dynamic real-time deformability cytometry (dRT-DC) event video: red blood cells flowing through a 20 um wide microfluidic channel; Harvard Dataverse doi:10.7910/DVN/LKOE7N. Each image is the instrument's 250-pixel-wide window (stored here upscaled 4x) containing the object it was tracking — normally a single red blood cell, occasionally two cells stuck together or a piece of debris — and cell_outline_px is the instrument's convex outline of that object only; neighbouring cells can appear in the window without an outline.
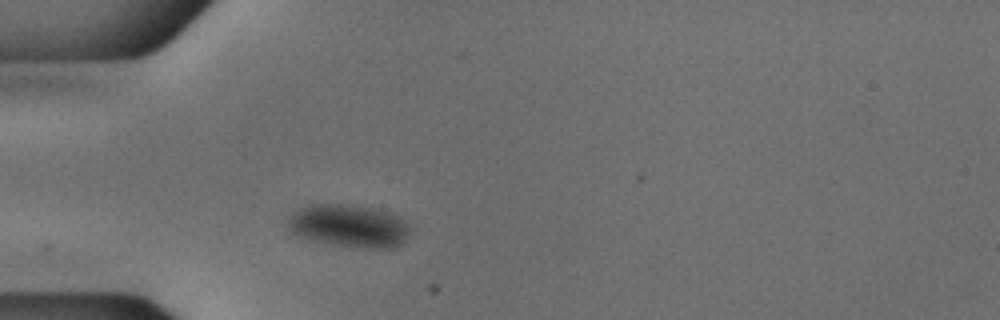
{"species": "common noctule bat (a hibernating species)", "species_latin": "Nyctalus noctula", "temperature_condition": "cold", "stored_images_in_passage": 39, "camera_frame_rate_fps": 3000, "um_per_image_px": 0.085, "animal": {"sex": "male", "body_mass_g": 18.8}, "frame": {"image": 1, "passage_image": 1, "time_ms": 0.0, "image_size_px": [1000, 320], "cell_outline_px": [[408, 232], [404, 240], [400, 244], [392, 248], [360, 248], [328, 244], [308, 240], [292, 232], [288, 228], [288, 216], [300, 208], [308, 204], [348, 204], [372, 208], [388, 212], [404, 220], [408, 224]], "centroid_in_image_um": [29.61, 19.2], "position_along_channel_um": 55.4, "area_um2": 30.52}}
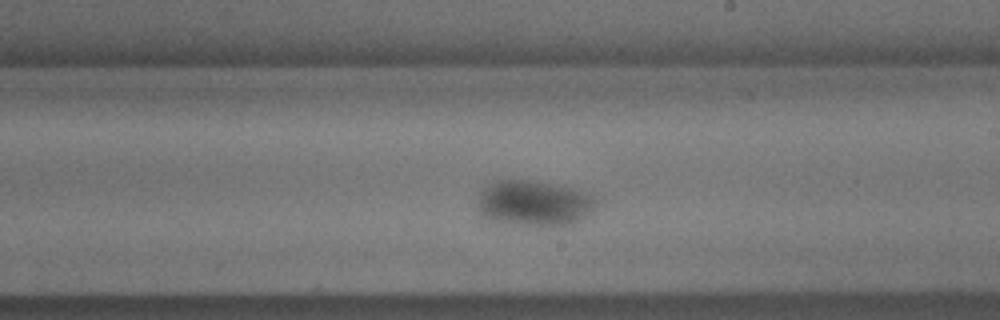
{"frame": {"image": 2, "passage_image": 17, "time_ms": 5.333, "image_size_px": [1000, 320], "cell_outline_px": [[600, 204], [592, 212], [580, 220], [568, 224], [512, 224], [492, 220], [480, 216], [476, 208], [480, 192], [488, 184], [496, 180], [528, 180], [572, 188], [592, 196]], "centroid_in_image_um": [45.35, 17.26], "position_along_channel_um": 243.7, "area_um2": 31.15}}
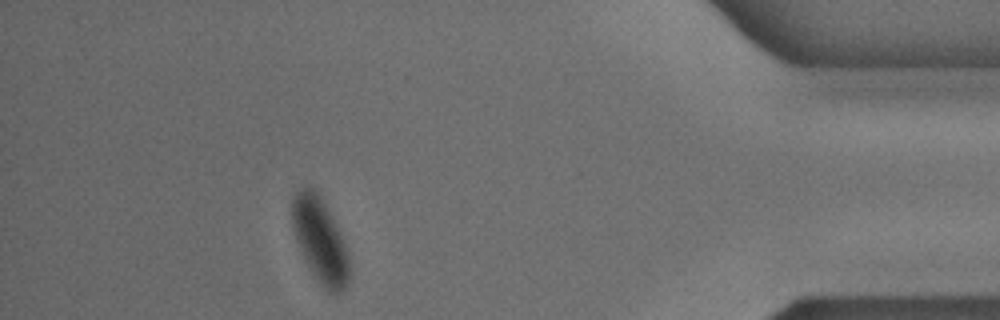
{"frame": {"image": 3, "passage_image": 34, "time_ms": 11.0, "image_size_px": [1000, 320], "cell_outline_px": [[352, 280], [344, 292], [328, 292], [324, 288], [312, 272], [304, 260], [300, 252], [292, 228], [292, 196], [300, 188], [312, 188], [320, 196], [348, 252], [352, 272]], "centroid_in_image_um": [27.22, 20.52], "position_along_channel_um": 408.0, "area_um2": 28.21}}